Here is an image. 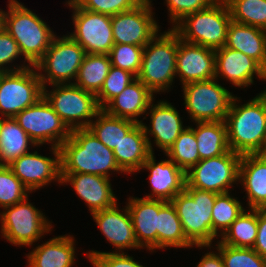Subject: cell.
<instances>
[{
	"instance_id": "1",
	"label": "cell",
	"mask_w": 266,
	"mask_h": 267,
	"mask_svg": "<svg viewBox=\"0 0 266 267\" xmlns=\"http://www.w3.org/2000/svg\"><path fill=\"white\" fill-rule=\"evenodd\" d=\"M60 148L61 174H93L110 179V173H124L113 150L105 146L88 128L71 130ZM112 170V171H111Z\"/></svg>"
},
{
	"instance_id": "2",
	"label": "cell",
	"mask_w": 266,
	"mask_h": 267,
	"mask_svg": "<svg viewBox=\"0 0 266 267\" xmlns=\"http://www.w3.org/2000/svg\"><path fill=\"white\" fill-rule=\"evenodd\" d=\"M234 96L225 118L231 151L242 155L262 154L266 141V101L257 94L240 105Z\"/></svg>"
},
{
	"instance_id": "3",
	"label": "cell",
	"mask_w": 266,
	"mask_h": 267,
	"mask_svg": "<svg viewBox=\"0 0 266 267\" xmlns=\"http://www.w3.org/2000/svg\"><path fill=\"white\" fill-rule=\"evenodd\" d=\"M4 13V29L17 42L22 58L34 66L56 36L43 19L17 0L8 1Z\"/></svg>"
},
{
	"instance_id": "4",
	"label": "cell",
	"mask_w": 266,
	"mask_h": 267,
	"mask_svg": "<svg viewBox=\"0 0 266 267\" xmlns=\"http://www.w3.org/2000/svg\"><path fill=\"white\" fill-rule=\"evenodd\" d=\"M159 33L143 47L141 68L136 77L156 94L169 92L174 82L179 44V35L172 28Z\"/></svg>"
},
{
	"instance_id": "5",
	"label": "cell",
	"mask_w": 266,
	"mask_h": 267,
	"mask_svg": "<svg viewBox=\"0 0 266 267\" xmlns=\"http://www.w3.org/2000/svg\"><path fill=\"white\" fill-rule=\"evenodd\" d=\"M218 194L185 186L170 202L181 221L186 238L197 248L211 250L212 209Z\"/></svg>"
},
{
	"instance_id": "6",
	"label": "cell",
	"mask_w": 266,
	"mask_h": 267,
	"mask_svg": "<svg viewBox=\"0 0 266 267\" xmlns=\"http://www.w3.org/2000/svg\"><path fill=\"white\" fill-rule=\"evenodd\" d=\"M231 14L225 0H216L208 8L185 16L172 29L180 39L212 50L224 47Z\"/></svg>"
},
{
	"instance_id": "7",
	"label": "cell",
	"mask_w": 266,
	"mask_h": 267,
	"mask_svg": "<svg viewBox=\"0 0 266 267\" xmlns=\"http://www.w3.org/2000/svg\"><path fill=\"white\" fill-rule=\"evenodd\" d=\"M85 55V49L69 34L56 35L44 56L34 65L42 86L73 84Z\"/></svg>"
},
{
	"instance_id": "8",
	"label": "cell",
	"mask_w": 266,
	"mask_h": 267,
	"mask_svg": "<svg viewBox=\"0 0 266 267\" xmlns=\"http://www.w3.org/2000/svg\"><path fill=\"white\" fill-rule=\"evenodd\" d=\"M28 197L0 212L2 237L15 246H32L44 234L52 231V222L46 219Z\"/></svg>"
},
{
	"instance_id": "9",
	"label": "cell",
	"mask_w": 266,
	"mask_h": 267,
	"mask_svg": "<svg viewBox=\"0 0 266 267\" xmlns=\"http://www.w3.org/2000/svg\"><path fill=\"white\" fill-rule=\"evenodd\" d=\"M53 89L43 87V96L70 130L88 128L101 110L95 94L77 85L56 84Z\"/></svg>"
},
{
	"instance_id": "10",
	"label": "cell",
	"mask_w": 266,
	"mask_h": 267,
	"mask_svg": "<svg viewBox=\"0 0 266 267\" xmlns=\"http://www.w3.org/2000/svg\"><path fill=\"white\" fill-rule=\"evenodd\" d=\"M217 79L182 86L184 105L192 122L225 121L234 98Z\"/></svg>"
},
{
	"instance_id": "11",
	"label": "cell",
	"mask_w": 266,
	"mask_h": 267,
	"mask_svg": "<svg viewBox=\"0 0 266 267\" xmlns=\"http://www.w3.org/2000/svg\"><path fill=\"white\" fill-rule=\"evenodd\" d=\"M241 158L240 154L230 150L223 155L200 160L185 173V186L217 194L228 193L230 187L239 182Z\"/></svg>"
},
{
	"instance_id": "12",
	"label": "cell",
	"mask_w": 266,
	"mask_h": 267,
	"mask_svg": "<svg viewBox=\"0 0 266 267\" xmlns=\"http://www.w3.org/2000/svg\"><path fill=\"white\" fill-rule=\"evenodd\" d=\"M43 97V86L34 66L0 73L1 117H15Z\"/></svg>"
},
{
	"instance_id": "13",
	"label": "cell",
	"mask_w": 266,
	"mask_h": 267,
	"mask_svg": "<svg viewBox=\"0 0 266 267\" xmlns=\"http://www.w3.org/2000/svg\"><path fill=\"white\" fill-rule=\"evenodd\" d=\"M14 119L39 147L51 143V146L59 148L71 135V130L44 96L18 113Z\"/></svg>"
},
{
	"instance_id": "14",
	"label": "cell",
	"mask_w": 266,
	"mask_h": 267,
	"mask_svg": "<svg viewBox=\"0 0 266 267\" xmlns=\"http://www.w3.org/2000/svg\"><path fill=\"white\" fill-rule=\"evenodd\" d=\"M66 2L73 10L75 26L69 36L85 49L86 54L109 55L115 44L111 16L80 8L73 0Z\"/></svg>"
},
{
	"instance_id": "15",
	"label": "cell",
	"mask_w": 266,
	"mask_h": 267,
	"mask_svg": "<svg viewBox=\"0 0 266 267\" xmlns=\"http://www.w3.org/2000/svg\"><path fill=\"white\" fill-rule=\"evenodd\" d=\"M152 0L134 9L111 16L114 43L144 47L160 31L152 12Z\"/></svg>"
},
{
	"instance_id": "16",
	"label": "cell",
	"mask_w": 266,
	"mask_h": 267,
	"mask_svg": "<svg viewBox=\"0 0 266 267\" xmlns=\"http://www.w3.org/2000/svg\"><path fill=\"white\" fill-rule=\"evenodd\" d=\"M50 149L53 158L34 151L20 156L8 165L30 192L40 190L53 181L61 184L60 148L51 146Z\"/></svg>"
},
{
	"instance_id": "17",
	"label": "cell",
	"mask_w": 266,
	"mask_h": 267,
	"mask_svg": "<svg viewBox=\"0 0 266 267\" xmlns=\"http://www.w3.org/2000/svg\"><path fill=\"white\" fill-rule=\"evenodd\" d=\"M146 116H150V125L141 123L146 139L151 150L154 153L152 147L151 138L153 136L154 144L156 147L163 150L164 154L174 144L180 133L186 128L183 125L180 113L177 109L168 103V101L160 100L157 104H154V100L150 103Z\"/></svg>"
},
{
	"instance_id": "18",
	"label": "cell",
	"mask_w": 266,
	"mask_h": 267,
	"mask_svg": "<svg viewBox=\"0 0 266 267\" xmlns=\"http://www.w3.org/2000/svg\"><path fill=\"white\" fill-rule=\"evenodd\" d=\"M176 77H179L182 86L214 79L215 50L186 42L179 37Z\"/></svg>"
},
{
	"instance_id": "19",
	"label": "cell",
	"mask_w": 266,
	"mask_h": 267,
	"mask_svg": "<svg viewBox=\"0 0 266 267\" xmlns=\"http://www.w3.org/2000/svg\"><path fill=\"white\" fill-rule=\"evenodd\" d=\"M263 67L253 58L228 47L215 50V78L226 79L234 87L254 84V75L262 80ZM221 76V77H220Z\"/></svg>"
},
{
	"instance_id": "20",
	"label": "cell",
	"mask_w": 266,
	"mask_h": 267,
	"mask_svg": "<svg viewBox=\"0 0 266 267\" xmlns=\"http://www.w3.org/2000/svg\"><path fill=\"white\" fill-rule=\"evenodd\" d=\"M91 215L107 241L116 248V253H124L126 249H140L127 205L120 210L116 204Z\"/></svg>"
},
{
	"instance_id": "21",
	"label": "cell",
	"mask_w": 266,
	"mask_h": 267,
	"mask_svg": "<svg viewBox=\"0 0 266 267\" xmlns=\"http://www.w3.org/2000/svg\"><path fill=\"white\" fill-rule=\"evenodd\" d=\"M70 183L76 194L87 204L91 214L117 204L110 179L93 174H61V184Z\"/></svg>"
},
{
	"instance_id": "22",
	"label": "cell",
	"mask_w": 266,
	"mask_h": 267,
	"mask_svg": "<svg viewBox=\"0 0 266 267\" xmlns=\"http://www.w3.org/2000/svg\"><path fill=\"white\" fill-rule=\"evenodd\" d=\"M154 154L148 157L140 169L145 168L150 171L148 176L152 193L145 195L144 198L171 201L185 188V172L169 158L156 163Z\"/></svg>"
},
{
	"instance_id": "23",
	"label": "cell",
	"mask_w": 266,
	"mask_h": 267,
	"mask_svg": "<svg viewBox=\"0 0 266 267\" xmlns=\"http://www.w3.org/2000/svg\"><path fill=\"white\" fill-rule=\"evenodd\" d=\"M129 210L135 237L140 248L151 253L158 249L159 199L129 197Z\"/></svg>"
},
{
	"instance_id": "24",
	"label": "cell",
	"mask_w": 266,
	"mask_h": 267,
	"mask_svg": "<svg viewBox=\"0 0 266 267\" xmlns=\"http://www.w3.org/2000/svg\"><path fill=\"white\" fill-rule=\"evenodd\" d=\"M239 183L246 191L248 209H266V156L242 155Z\"/></svg>"
},
{
	"instance_id": "25",
	"label": "cell",
	"mask_w": 266,
	"mask_h": 267,
	"mask_svg": "<svg viewBox=\"0 0 266 267\" xmlns=\"http://www.w3.org/2000/svg\"><path fill=\"white\" fill-rule=\"evenodd\" d=\"M152 93L139 79L132 81L119 95L114 97L103 109L110 115L142 123L139 116L147 112L155 100Z\"/></svg>"
},
{
	"instance_id": "26",
	"label": "cell",
	"mask_w": 266,
	"mask_h": 267,
	"mask_svg": "<svg viewBox=\"0 0 266 267\" xmlns=\"http://www.w3.org/2000/svg\"><path fill=\"white\" fill-rule=\"evenodd\" d=\"M75 238L71 235L55 236L38 245L27 256L28 267H72L75 263Z\"/></svg>"
},
{
	"instance_id": "27",
	"label": "cell",
	"mask_w": 266,
	"mask_h": 267,
	"mask_svg": "<svg viewBox=\"0 0 266 267\" xmlns=\"http://www.w3.org/2000/svg\"><path fill=\"white\" fill-rule=\"evenodd\" d=\"M119 168L126 174L140 172L152 154L141 123L136 124L113 149Z\"/></svg>"
},
{
	"instance_id": "28",
	"label": "cell",
	"mask_w": 266,
	"mask_h": 267,
	"mask_svg": "<svg viewBox=\"0 0 266 267\" xmlns=\"http://www.w3.org/2000/svg\"><path fill=\"white\" fill-rule=\"evenodd\" d=\"M225 47L240 51L266 66V30L231 20Z\"/></svg>"
},
{
	"instance_id": "29",
	"label": "cell",
	"mask_w": 266,
	"mask_h": 267,
	"mask_svg": "<svg viewBox=\"0 0 266 267\" xmlns=\"http://www.w3.org/2000/svg\"><path fill=\"white\" fill-rule=\"evenodd\" d=\"M197 139V149L200 160L223 155L230 151L227 137V128L224 121L194 122Z\"/></svg>"
},
{
	"instance_id": "30",
	"label": "cell",
	"mask_w": 266,
	"mask_h": 267,
	"mask_svg": "<svg viewBox=\"0 0 266 267\" xmlns=\"http://www.w3.org/2000/svg\"><path fill=\"white\" fill-rule=\"evenodd\" d=\"M29 145L37 146L14 117L3 118L0 131V165L8 166L15 159L29 153Z\"/></svg>"
},
{
	"instance_id": "31",
	"label": "cell",
	"mask_w": 266,
	"mask_h": 267,
	"mask_svg": "<svg viewBox=\"0 0 266 267\" xmlns=\"http://www.w3.org/2000/svg\"><path fill=\"white\" fill-rule=\"evenodd\" d=\"M194 245L186 238L181 221L170 201L159 199L158 249L166 247L192 248Z\"/></svg>"
},
{
	"instance_id": "32",
	"label": "cell",
	"mask_w": 266,
	"mask_h": 267,
	"mask_svg": "<svg viewBox=\"0 0 266 267\" xmlns=\"http://www.w3.org/2000/svg\"><path fill=\"white\" fill-rule=\"evenodd\" d=\"M111 66L109 55L86 54L74 84L87 92L97 95L104 84Z\"/></svg>"
},
{
	"instance_id": "33",
	"label": "cell",
	"mask_w": 266,
	"mask_h": 267,
	"mask_svg": "<svg viewBox=\"0 0 266 267\" xmlns=\"http://www.w3.org/2000/svg\"><path fill=\"white\" fill-rule=\"evenodd\" d=\"M95 120V121H94ZM88 129L108 148L114 149L136 122L108 114L101 109Z\"/></svg>"
},
{
	"instance_id": "34",
	"label": "cell",
	"mask_w": 266,
	"mask_h": 267,
	"mask_svg": "<svg viewBox=\"0 0 266 267\" xmlns=\"http://www.w3.org/2000/svg\"><path fill=\"white\" fill-rule=\"evenodd\" d=\"M258 233V209H248L230 225L219 240L237 248H253Z\"/></svg>"
},
{
	"instance_id": "35",
	"label": "cell",
	"mask_w": 266,
	"mask_h": 267,
	"mask_svg": "<svg viewBox=\"0 0 266 267\" xmlns=\"http://www.w3.org/2000/svg\"><path fill=\"white\" fill-rule=\"evenodd\" d=\"M241 203L236 197L231 196L229 192L216 196L212 209V243L215 238L222 236L244 212L245 208Z\"/></svg>"
},
{
	"instance_id": "36",
	"label": "cell",
	"mask_w": 266,
	"mask_h": 267,
	"mask_svg": "<svg viewBox=\"0 0 266 267\" xmlns=\"http://www.w3.org/2000/svg\"><path fill=\"white\" fill-rule=\"evenodd\" d=\"M165 154L185 173L200 161L197 139L191 126H186Z\"/></svg>"
},
{
	"instance_id": "37",
	"label": "cell",
	"mask_w": 266,
	"mask_h": 267,
	"mask_svg": "<svg viewBox=\"0 0 266 267\" xmlns=\"http://www.w3.org/2000/svg\"><path fill=\"white\" fill-rule=\"evenodd\" d=\"M231 19L266 30V0H225Z\"/></svg>"
},
{
	"instance_id": "38",
	"label": "cell",
	"mask_w": 266,
	"mask_h": 267,
	"mask_svg": "<svg viewBox=\"0 0 266 267\" xmlns=\"http://www.w3.org/2000/svg\"><path fill=\"white\" fill-rule=\"evenodd\" d=\"M224 267H266V259L260 256L253 248H237L217 241Z\"/></svg>"
},
{
	"instance_id": "39",
	"label": "cell",
	"mask_w": 266,
	"mask_h": 267,
	"mask_svg": "<svg viewBox=\"0 0 266 267\" xmlns=\"http://www.w3.org/2000/svg\"><path fill=\"white\" fill-rule=\"evenodd\" d=\"M27 187L14 175L9 166L0 165V207L12 206L29 197Z\"/></svg>"
},
{
	"instance_id": "40",
	"label": "cell",
	"mask_w": 266,
	"mask_h": 267,
	"mask_svg": "<svg viewBox=\"0 0 266 267\" xmlns=\"http://www.w3.org/2000/svg\"><path fill=\"white\" fill-rule=\"evenodd\" d=\"M135 79L136 77L132 73L121 68L111 66L102 88L96 95L100 108L103 109Z\"/></svg>"
},
{
	"instance_id": "41",
	"label": "cell",
	"mask_w": 266,
	"mask_h": 267,
	"mask_svg": "<svg viewBox=\"0 0 266 267\" xmlns=\"http://www.w3.org/2000/svg\"><path fill=\"white\" fill-rule=\"evenodd\" d=\"M143 55V47L131 44L115 43L109 53L111 64L132 73L137 77Z\"/></svg>"
},
{
	"instance_id": "42",
	"label": "cell",
	"mask_w": 266,
	"mask_h": 267,
	"mask_svg": "<svg viewBox=\"0 0 266 267\" xmlns=\"http://www.w3.org/2000/svg\"><path fill=\"white\" fill-rule=\"evenodd\" d=\"M80 8L114 16L137 7L144 0H73Z\"/></svg>"
},
{
	"instance_id": "43",
	"label": "cell",
	"mask_w": 266,
	"mask_h": 267,
	"mask_svg": "<svg viewBox=\"0 0 266 267\" xmlns=\"http://www.w3.org/2000/svg\"><path fill=\"white\" fill-rule=\"evenodd\" d=\"M19 46L13 37L3 28L0 31V73L18 71L31 67L27 61L18 66L12 67V62L21 57ZM11 64V65H9ZM8 65V66H7ZM10 66V67H9ZM12 67V68H11Z\"/></svg>"
},
{
	"instance_id": "44",
	"label": "cell",
	"mask_w": 266,
	"mask_h": 267,
	"mask_svg": "<svg viewBox=\"0 0 266 267\" xmlns=\"http://www.w3.org/2000/svg\"><path fill=\"white\" fill-rule=\"evenodd\" d=\"M125 253L90 250L86 255L93 267H144L133 256Z\"/></svg>"
},
{
	"instance_id": "45",
	"label": "cell",
	"mask_w": 266,
	"mask_h": 267,
	"mask_svg": "<svg viewBox=\"0 0 266 267\" xmlns=\"http://www.w3.org/2000/svg\"><path fill=\"white\" fill-rule=\"evenodd\" d=\"M172 28L185 16L208 8L216 0H165Z\"/></svg>"
},
{
	"instance_id": "46",
	"label": "cell",
	"mask_w": 266,
	"mask_h": 267,
	"mask_svg": "<svg viewBox=\"0 0 266 267\" xmlns=\"http://www.w3.org/2000/svg\"><path fill=\"white\" fill-rule=\"evenodd\" d=\"M253 249L266 259V209H258V233Z\"/></svg>"
},
{
	"instance_id": "47",
	"label": "cell",
	"mask_w": 266,
	"mask_h": 267,
	"mask_svg": "<svg viewBox=\"0 0 266 267\" xmlns=\"http://www.w3.org/2000/svg\"><path fill=\"white\" fill-rule=\"evenodd\" d=\"M197 267H224L223 259L219 253L210 251L202 256L201 260L197 263Z\"/></svg>"
},
{
	"instance_id": "48",
	"label": "cell",
	"mask_w": 266,
	"mask_h": 267,
	"mask_svg": "<svg viewBox=\"0 0 266 267\" xmlns=\"http://www.w3.org/2000/svg\"><path fill=\"white\" fill-rule=\"evenodd\" d=\"M262 80L266 81V66L263 68ZM259 95L266 101V90L261 91Z\"/></svg>"
},
{
	"instance_id": "49",
	"label": "cell",
	"mask_w": 266,
	"mask_h": 267,
	"mask_svg": "<svg viewBox=\"0 0 266 267\" xmlns=\"http://www.w3.org/2000/svg\"><path fill=\"white\" fill-rule=\"evenodd\" d=\"M4 13H5V11L0 9V31L4 27Z\"/></svg>"
},
{
	"instance_id": "50",
	"label": "cell",
	"mask_w": 266,
	"mask_h": 267,
	"mask_svg": "<svg viewBox=\"0 0 266 267\" xmlns=\"http://www.w3.org/2000/svg\"><path fill=\"white\" fill-rule=\"evenodd\" d=\"M262 155H265V156H266V141H265L264 149H263V151H262Z\"/></svg>"
},
{
	"instance_id": "51",
	"label": "cell",
	"mask_w": 266,
	"mask_h": 267,
	"mask_svg": "<svg viewBox=\"0 0 266 267\" xmlns=\"http://www.w3.org/2000/svg\"><path fill=\"white\" fill-rule=\"evenodd\" d=\"M2 121H3V119H2V117H0V131H1V127H2Z\"/></svg>"
}]
</instances>
